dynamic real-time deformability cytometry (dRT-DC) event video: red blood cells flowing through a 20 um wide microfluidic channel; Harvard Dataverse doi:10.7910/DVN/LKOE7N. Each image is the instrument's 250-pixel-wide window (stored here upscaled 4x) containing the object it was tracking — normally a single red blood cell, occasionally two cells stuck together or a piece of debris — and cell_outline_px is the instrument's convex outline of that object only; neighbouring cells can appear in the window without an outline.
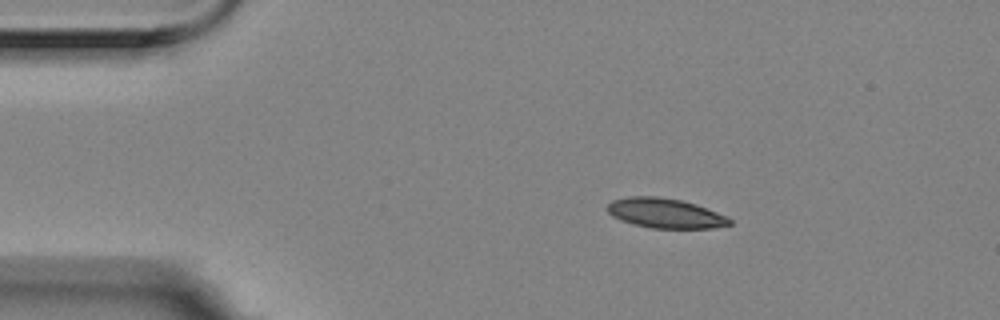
{"species": "Egyptian fruit bat (a non-hibernating species)", "species_latin": "Rousettus aegyptiacus", "temperature_condition": "room temperature", "stored_images_in_passage": 4, "camera_frame_rate_fps": 3000, "um_per_image_px": 0.085, "animal": {"sex": "female"}, "frame": {"image": 1, "passage_image": 1, "time_ms": 0.0, "image_size_px": [1000, 320], "cell_outline_px": [[732, 224], [712, 228], [652, 228], [632, 224], [620, 220], [612, 216], [604, 208], [612, 200], [628, 196], [656, 196], [680, 200], [696, 204], [728, 216], [732, 220]], "centroid_in_image_um": [56.52, 18.12], "position_along_channel_um": 28.5, "area_um2": 21.39}}
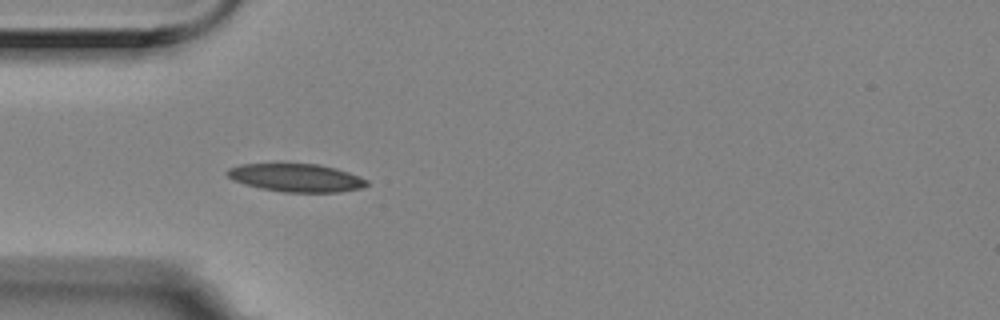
{"frame": {"image": 2, "passage_image": 3, "time_ms": 0.667, "image_size_px": [1000, 320], "cell_outline_px": [[368, 184], [360, 188], [340, 192], [284, 192], [260, 188], [244, 184], [232, 180], [224, 172], [228, 168], [240, 164], [316, 164], [336, 168], [360, 176], [368, 180]], "centroid_in_image_um": [25.15, 15.11], "position_along_channel_um": 59.8, "area_um2": 22.83}}
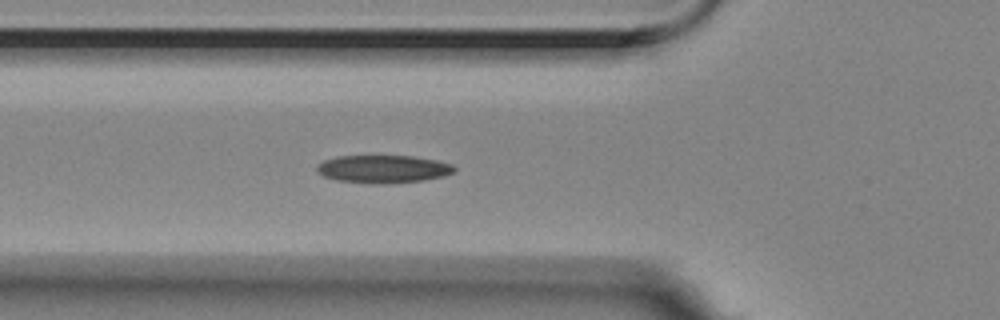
{"frame": {"image": 3, "passage_image": 4, "time_ms": 1.0, "image_size_px": [1000, 320], "cell_outline_px": [[456, 172], [444, 176], [424, 180], [336, 180], [324, 176], [316, 168], [324, 160], [336, 156], [412, 156], [436, 160], [452, 164], [456, 168]], "centroid_in_image_um": [32.64, 14.3], "position_along_channel_um": 93.2, "area_um2": 20.87}}